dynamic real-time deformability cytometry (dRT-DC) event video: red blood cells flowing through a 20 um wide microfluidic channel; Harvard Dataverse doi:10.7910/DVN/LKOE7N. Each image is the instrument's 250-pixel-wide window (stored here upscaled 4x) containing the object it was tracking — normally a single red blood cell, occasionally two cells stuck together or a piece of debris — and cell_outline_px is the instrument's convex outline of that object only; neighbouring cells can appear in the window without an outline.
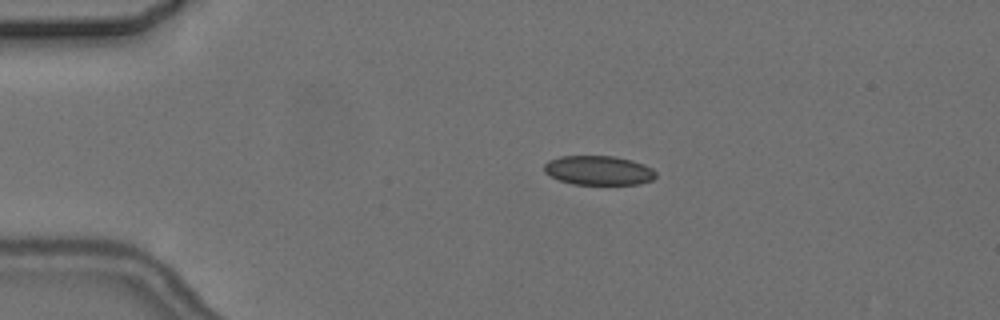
{"species": "common noctule bat (a hibernating species)", "species_latin": "Nyctalus noctula", "temperature_condition": "cold", "stored_images_in_passage": 7, "camera_frame_rate_fps": 3000, "um_per_image_px": 0.085, "animal": {"sex": "female", "body_mass_g": 24.6, "forearm_length_mm": 56.2}, "frame": {"image": 1, "passage_image": 1, "time_ms": 0.0, "image_size_px": [1000, 320], "cell_outline_px": [[656, 176], [652, 180], [640, 184], [572, 184], [560, 180], [544, 172], [544, 164], [548, 160], [560, 156], [612, 156], [632, 160], [644, 164], [652, 168], [656, 172]], "centroid_in_image_um": [50.89, 14.48], "position_along_channel_um": 34.1, "area_um2": 19.07}}
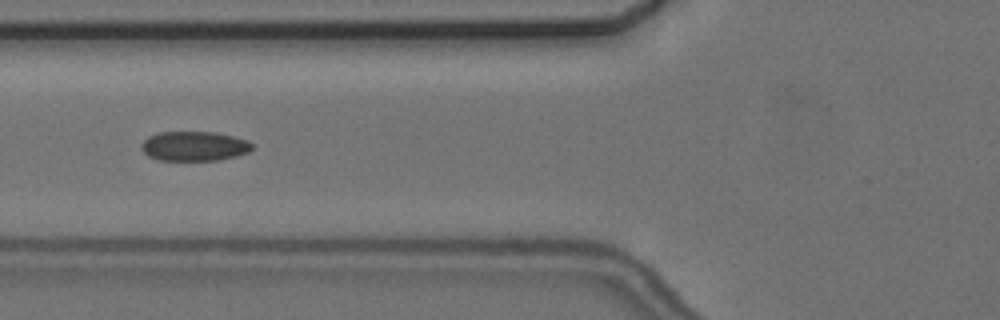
{"frame": {"image": 2, "passage_image": 3, "time_ms": 3.333, "image_size_px": [1000, 320], "cell_outline_px": [[252, 148], [248, 152], [236, 156], [220, 160], [160, 160], [148, 156], [144, 152], [140, 144], [148, 136], [160, 132], [216, 132], [248, 140], [252, 144]], "centroid_in_image_um": [16.51, 12.42], "position_along_channel_um": 109.3, "area_um2": 19.07}}
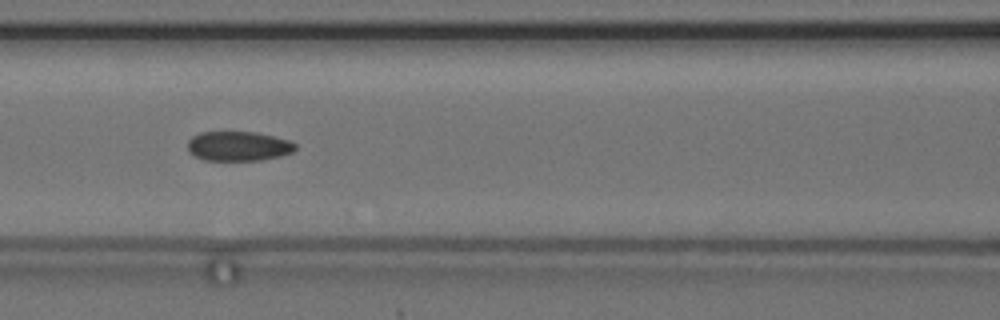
{"frame": {"image": 3, "passage_image": 4, "time_ms": 4.333, "image_size_px": [1000, 320], "cell_outline_px": [[296, 148], [292, 152], [280, 156], [260, 160], [204, 160], [188, 152], [188, 140], [192, 136], [200, 132], [256, 132], [288, 140], [296, 144]], "centroid_in_image_um": [20.24, 12.42], "position_along_channel_um": 146.4, "area_um2": 18.5}}